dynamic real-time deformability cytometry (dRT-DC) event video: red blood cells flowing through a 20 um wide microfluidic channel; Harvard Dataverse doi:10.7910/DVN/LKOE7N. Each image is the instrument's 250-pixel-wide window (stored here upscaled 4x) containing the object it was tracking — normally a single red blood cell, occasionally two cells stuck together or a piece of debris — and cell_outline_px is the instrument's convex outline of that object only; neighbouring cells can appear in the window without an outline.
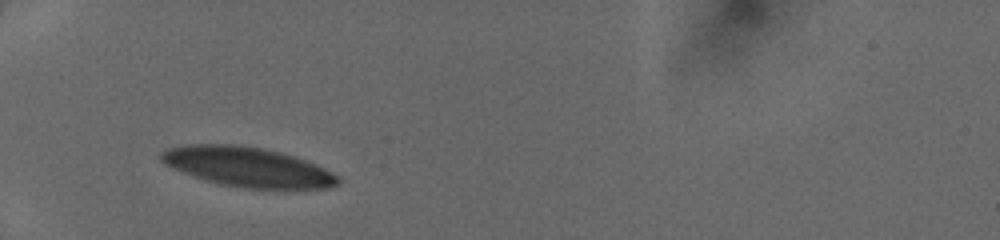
{"species": "human", "species_latin": "Homo sapiens", "temperature_condition": "cold", "stored_images_in_passage": 29, "camera_frame_rate_fps": 3000, "um_per_image_px": 0.085, "donor": {"sex": "female"}, "frame": {"image": 1, "passage_image": 1, "time_ms": 0.0, "image_size_px": [1000, 240], "cell_outline_px": [[340, 184], [328, 188], [240, 188], [220, 184], [184, 172], [164, 164], [160, 160], [160, 152], [168, 148], [188, 144], [232, 144], [260, 148], [292, 156], [304, 160], [324, 168], [340, 176]], "centroid_in_image_um": [21.04, 14.19], "position_along_channel_um": 64.0, "area_um2": 40.29}}
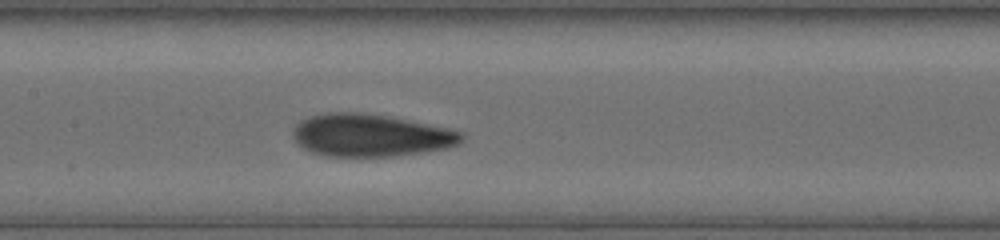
{"frame": {"image": 2, "passage_image": 13, "time_ms": 3.0, "image_size_px": [1000, 240], "cell_outline_px": [[464, 140], [460, 144], [448, 148], [392, 156], [324, 156], [312, 152], [304, 148], [292, 136], [292, 132], [296, 124], [300, 120], [312, 116], [328, 112], [356, 112], [392, 116], [448, 128], [464, 132]], "centroid_in_image_um": [31.54, 11.49], "position_along_channel_um": 175.9, "area_um2": 41.91}}
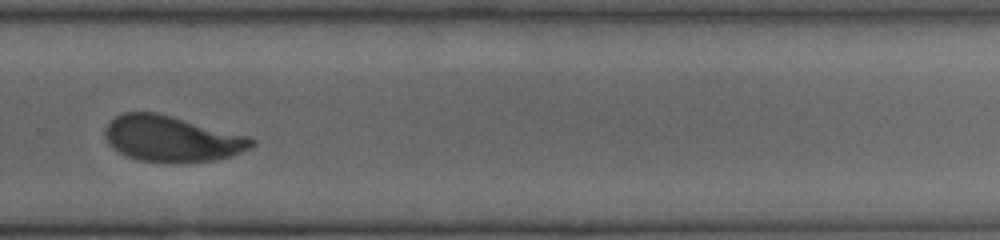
{"frame": {"image": 3, "passage_image": 26, "time_ms": 6.333, "image_size_px": [1000, 240], "cell_outline_px": [[256, 144], [252, 148], [232, 156], [212, 160], [180, 164], [172, 164], [140, 160], [128, 156], [112, 148], [108, 144], [104, 136], [104, 132], [108, 124], [116, 116], [124, 112], [156, 112], [252, 136], [256, 140]], "centroid_in_image_um": [14.66, 11.81], "position_along_channel_um": 315.1, "area_um2": 39.82}}